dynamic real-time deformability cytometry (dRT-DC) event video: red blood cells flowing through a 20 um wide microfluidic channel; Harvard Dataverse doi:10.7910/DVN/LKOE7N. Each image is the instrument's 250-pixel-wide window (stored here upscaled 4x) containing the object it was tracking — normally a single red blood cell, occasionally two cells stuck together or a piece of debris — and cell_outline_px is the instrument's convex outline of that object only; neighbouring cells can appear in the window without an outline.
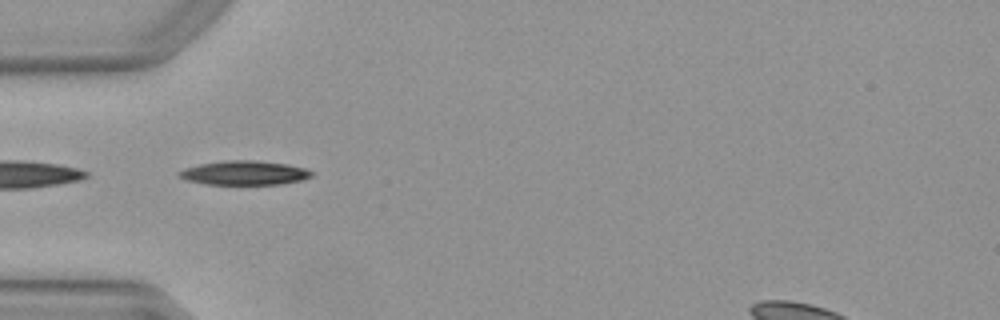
{"species": "Egyptian fruit bat (a non-hibernating species)", "species_latin": "Rousettus aegyptiacus", "temperature_condition": "warm", "stored_images_in_passage": 19, "segment_of_instrument_passage": [2, 2], "camera_frame_rate_fps": 3000, "um_per_image_px": 0.085, "animal": {"sex": "female"}, "frame": {"image": 1, "passage_image": 17, "time_ms": 5.333, "image_size_px": [1000, 320], "cell_outline_px": [[312, 176], [304, 180], [280, 184], [204, 184], [188, 180], [180, 176], [176, 172], [184, 168], [200, 164], [228, 160], [256, 160], [288, 164], [304, 168], [312, 172]], "centroid_in_image_um": [20.79, 14.69], "position_along_channel_um": 64.2, "area_um2": 18.61}}